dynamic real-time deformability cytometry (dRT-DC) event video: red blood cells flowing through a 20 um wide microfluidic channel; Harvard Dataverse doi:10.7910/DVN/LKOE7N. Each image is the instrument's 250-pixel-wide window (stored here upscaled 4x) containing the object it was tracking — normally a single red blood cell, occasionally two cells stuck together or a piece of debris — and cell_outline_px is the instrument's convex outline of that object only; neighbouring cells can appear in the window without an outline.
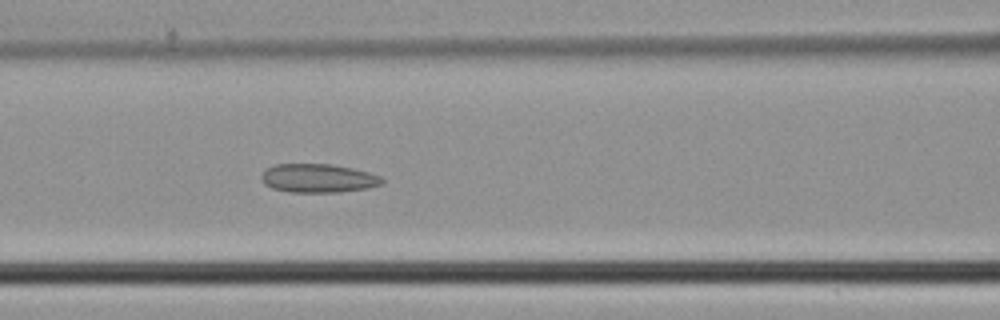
{"species": "common noctule bat (a hibernating species)", "species_latin": "Nyctalus noctula", "temperature_condition": "cold", "stored_images_in_passage": 34, "camera_frame_rate_fps": 3000, "um_per_image_px": 0.085, "animal": {"sex": "male", "body_mass_g": 21.5, "forearm_length_mm": 52.0}, "frame": {"image": 1, "passage_image": 9, "time_ms": 2.667, "image_size_px": [1000, 320], "cell_outline_px": [[384, 184], [368, 188], [340, 192], [292, 192], [272, 188], [264, 184], [260, 176], [268, 168], [276, 164], [328, 164], [352, 168], [368, 172], [380, 176], [384, 180]], "centroid_in_image_um": [27.07, 15.15], "position_along_channel_um": 139.5, "area_um2": 20.11}}
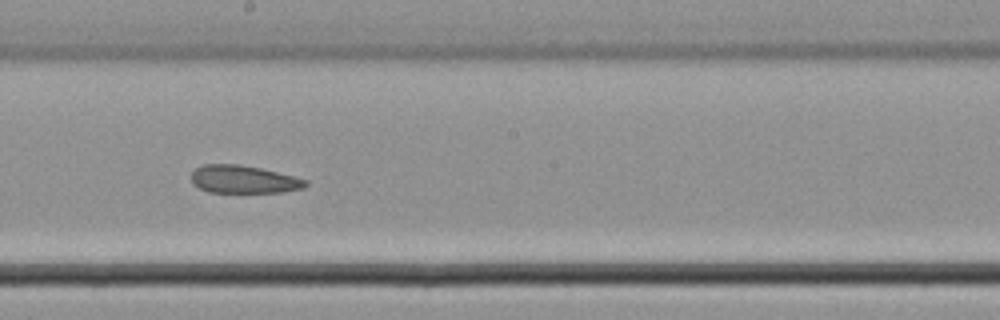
{"frame": {"image": 2, "passage_image": 15, "time_ms": 4.667, "image_size_px": [1000, 320], "cell_outline_px": [[308, 184], [304, 188], [280, 192], [208, 192], [192, 184], [192, 172], [196, 168], [204, 164], [240, 164], [260, 168], [308, 180]], "centroid_in_image_um": [20.69, 15.24], "position_along_channel_um": 227.5, "area_um2": 18.44}}
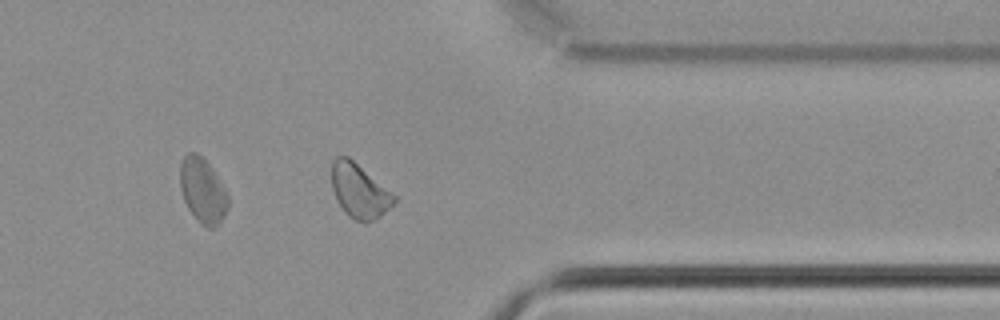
{"frame": {"image": 3, "passage_image": 26, "time_ms": 8.333, "image_size_px": [1000, 320], "cell_outline_px": [[396, 200], [380, 216], [368, 224], [364, 224], [348, 216], [344, 212], [336, 200], [332, 188], [332, 160], [336, 156], [348, 156], [396, 196]], "centroid_in_image_um": [30.51, 16.25], "position_along_channel_um": 380.9, "area_um2": 19.59}}